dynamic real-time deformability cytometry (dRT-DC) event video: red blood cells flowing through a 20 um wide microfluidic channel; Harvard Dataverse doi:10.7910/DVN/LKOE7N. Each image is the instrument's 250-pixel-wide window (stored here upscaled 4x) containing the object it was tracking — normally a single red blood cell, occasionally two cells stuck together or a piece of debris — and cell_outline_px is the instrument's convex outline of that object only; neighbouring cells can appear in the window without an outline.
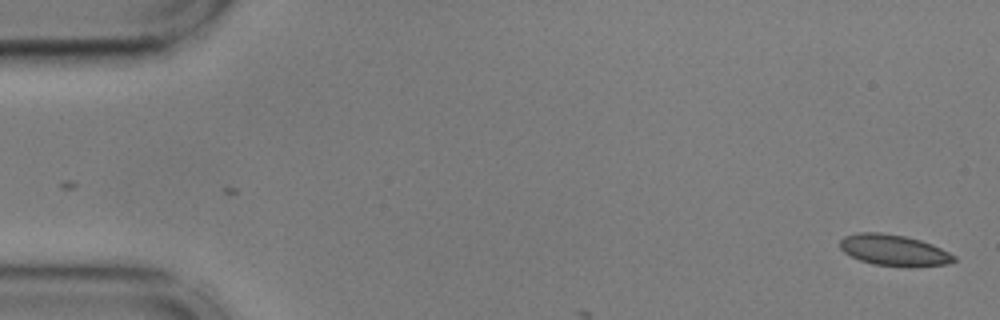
{"species": "common noctule bat (a hibernating species)", "species_latin": "Nyctalus noctula", "temperature_condition": "cold", "stored_images_in_passage": 5, "camera_frame_rate_fps": 3000, "um_per_image_px": 0.085, "animal": {"sex": "male", "body_mass_g": 17.9, "forearm_length_mm": 54.2}, "frame": {"image": 1, "passage_image": 1, "time_ms": 0.0, "image_size_px": [1000, 320], "cell_outline_px": [[956, 260], [948, 264], [908, 268], [872, 264], [860, 260], [844, 252], [840, 248], [840, 240], [844, 236], [860, 232], [880, 232], [904, 236], [920, 240], [932, 244], [956, 256]], "centroid_in_image_um": [75.99, 21.29], "position_along_channel_um": 9.0, "area_um2": 20.87}}